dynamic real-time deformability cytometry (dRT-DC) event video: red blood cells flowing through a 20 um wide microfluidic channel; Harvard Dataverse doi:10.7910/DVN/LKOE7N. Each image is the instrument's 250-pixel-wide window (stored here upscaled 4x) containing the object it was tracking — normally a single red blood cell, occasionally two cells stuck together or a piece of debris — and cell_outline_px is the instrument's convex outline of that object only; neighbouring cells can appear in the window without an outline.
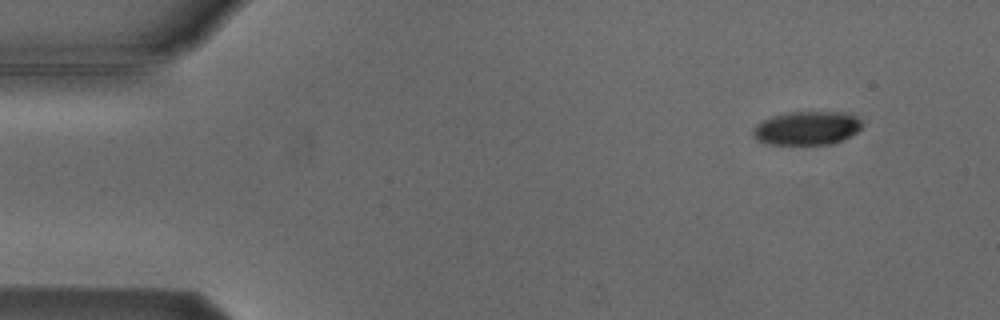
{"species": "Egyptian fruit bat (a non-hibernating species)", "species_latin": "Rousettus aegyptiacus", "temperature_condition": "cold", "stored_images_in_passage": 4, "segment_of_instrument_passage": [2, 2], "camera_frame_rate_fps": 3000, "um_per_image_px": 0.085, "animal": {"sex": "male"}, "frame": {"image": 1, "passage_image": 4, "time_ms": 3.667, "image_size_px": [1000, 320], "cell_outline_px": [[864, 124], [856, 132], [832, 144], [768, 144], [756, 140], [752, 132], [756, 124], [772, 116], [788, 112], [848, 112], [856, 116]], "centroid_in_image_um": [68.58, 10.88], "position_along_channel_um": 16.4, "area_um2": 21.33}}